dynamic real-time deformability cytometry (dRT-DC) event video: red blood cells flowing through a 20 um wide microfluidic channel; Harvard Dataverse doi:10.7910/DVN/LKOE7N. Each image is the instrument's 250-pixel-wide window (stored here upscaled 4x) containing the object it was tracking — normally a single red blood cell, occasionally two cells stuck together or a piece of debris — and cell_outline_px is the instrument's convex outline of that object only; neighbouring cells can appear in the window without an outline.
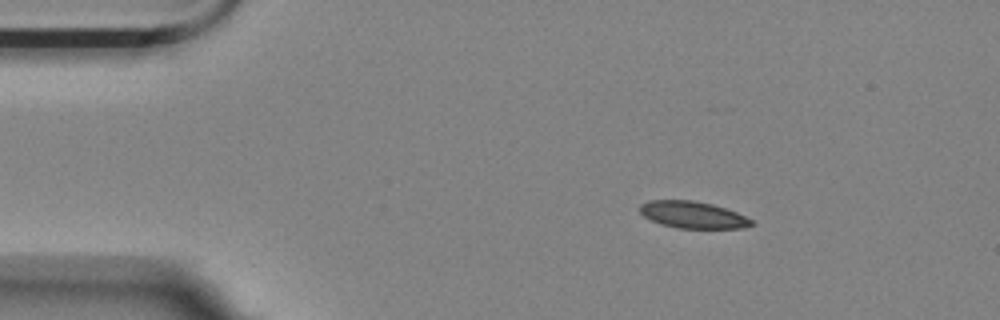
{"species": "Egyptian fruit bat (a non-hibernating species)", "species_latin": "Rousettus aegyptiacus", "temperature_condition": "room temperature", "stored_images_in_passage": 3, "camera_frame_rate_fps": 3000, "um_per_image_px": 0.085, "animal": {"sex": "female"}, "frame": {"image": 1, "passage_image": 1, "time_ms": 0.0, "image_size_px": [1000, 320], "cell_outline_px": [[756, 224], [744, 228], [676, 228], [660, 224], [644, 216], [640, 212], [640, 204], [648, 200], [692, 200], [712, 204], [736, 212], [752, 220]], "centroid_in_image_um": [58.88, 18.26], "position_along_channel_um": 26.1, "area_um2": 17.46}}